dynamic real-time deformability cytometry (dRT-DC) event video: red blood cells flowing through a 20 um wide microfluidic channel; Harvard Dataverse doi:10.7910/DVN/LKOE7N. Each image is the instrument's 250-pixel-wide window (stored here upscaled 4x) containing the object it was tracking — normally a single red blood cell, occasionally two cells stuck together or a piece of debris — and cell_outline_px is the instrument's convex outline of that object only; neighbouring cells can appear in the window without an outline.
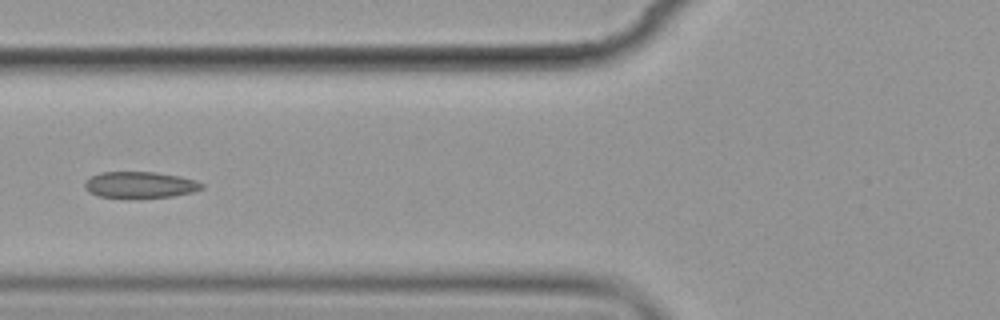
{"species": "common noctule bat (a hibernating species)", "species_latin": "Nyctalus noctula", "temperature_condition": "cold", "stored_images_in_passage": 16, "segment_of_instrument_passage": [1, 2], "camera_frame_rate_fps": 3000, "um_per_image_px": 0.085, "animal": {"sex": "female", "body_mass_g": 19.9}, "frame": {"image": 1, "passage_image": 6, "time_ms": 6.667, "image_size_px": [1000, 320], "cell_outline_px": [[204, 188], [192, 192], [172, 196], [96, 196], [88, 192], [84, 188], [84, 184], [92, 176], [100, 172], [156, 172], [180, 176], [196, 180], [204, 184]], "centroid_in_image_um": [11.92, 15.68], "position_along_channel_um": 113.9, "area_um2": 17.51}}
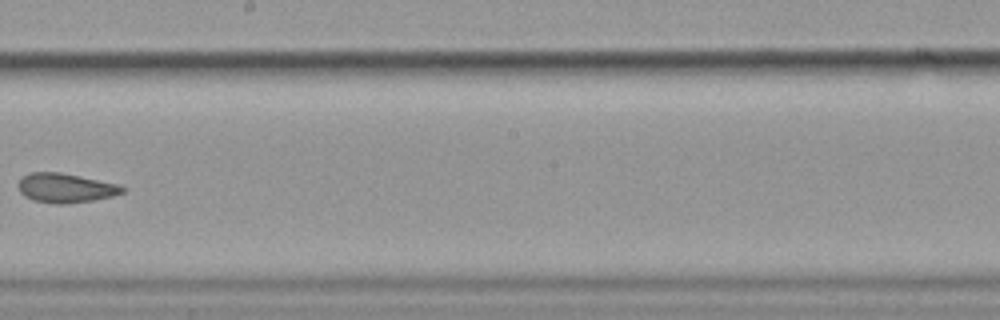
{"frame": {"image": 2, "passage_image": 9, "time_ms": 10.333, "image_size_px": [1000, 320], "cell_outline_px": [[128, 188], [124, 192], [112, 196], [92, 200], [64, 204], [56, 204], [32, 200], [24, 196], [20, 192], [16, 184], [28, 172], [60, 172], [120, 184]], "centroid_in_image_um": [5.57, 15.97], "position_along_channel_um": 242.6, "area_um2": 17.98}}
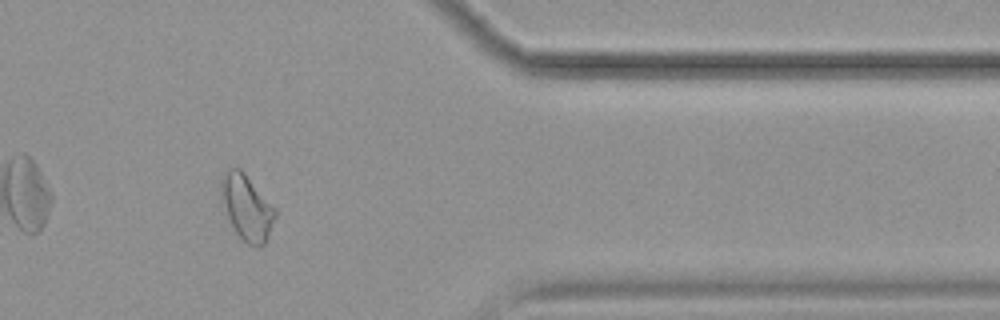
{"frame": {"image": 3, "passage_image": 13, "time_ms": 15.0, "image_size_px": [1000, 320], "cell_outline_px": [[276, 216], [264, 244], [260, 248], [248, 244], [236, 232], [228, 216], [220, 192], [220, 176], [228, 168], [240, 168], [244, 172], [276, 208]], "centroid_in_image_um": [20.98, 17.59], "position_along_channel_um": 390.4, "area_um2": 20.4}}